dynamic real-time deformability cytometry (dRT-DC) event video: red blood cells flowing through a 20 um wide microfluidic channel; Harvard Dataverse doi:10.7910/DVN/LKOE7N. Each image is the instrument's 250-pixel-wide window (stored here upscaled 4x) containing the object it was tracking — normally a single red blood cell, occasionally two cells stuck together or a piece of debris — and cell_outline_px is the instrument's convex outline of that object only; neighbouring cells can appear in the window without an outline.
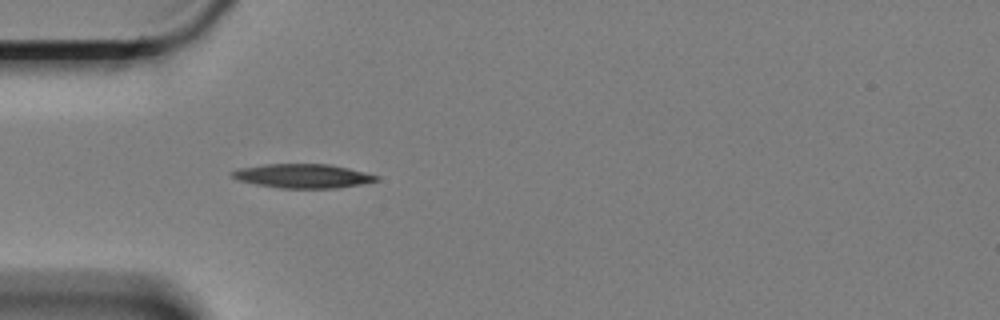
{"species": "Egyptian fruit bat (a non-hibernating species)", "species_latin": "Rousettus aegyptiacus", "temperature_condition": "cold", "stored_images_in_passage": 43, "camera_frame_rate_fps": 3000, "um_per_image_px": 0.085, "animal": {"sex": "female"}, "frame": {"image": 1, "passage_image": 1, "time_ms": 0.0, "image_size_px": [1000, 320], "cell_outline_px": [[380, 180], [360, 184], [336, 188], [280, 188], [256, 184], [236, 180], [232, 176], [232, 172], [240, 168], [268, 164], [328, 164], [348, 168], [380, 176]], "centroid_in_image_um": [25.76, 14.96], "position_along_channel_um": 59.2, "area_um2": 20.06}}
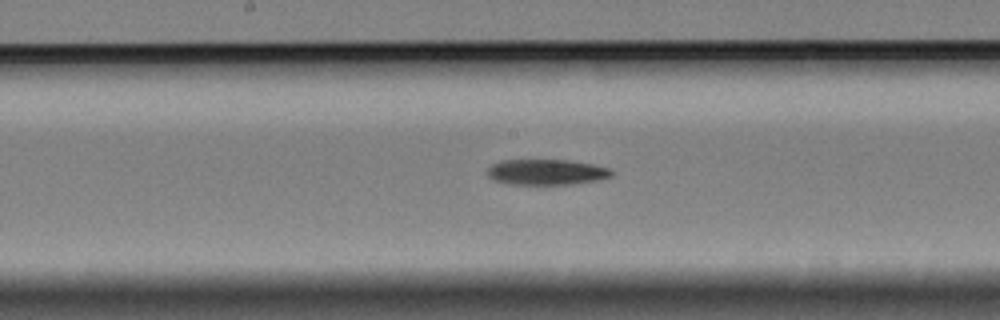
{"frame": {"image": 2, "passage_image": 14, "time_ms": 4.333, "image_size_px": [1000, 320], "cell_outline_px": [[612, 176], [600, 180], [572, 184], [508, 184], [492, 180], [488, 176], [488, 168], [492, 164], [500, 160], [568, 160], [592, 164], [608, 168], [612, 172]], "centroid_in_image_um": [46.43, 14.63], "position_along_channel_um": 201.8, "area_um2": 18.55}}
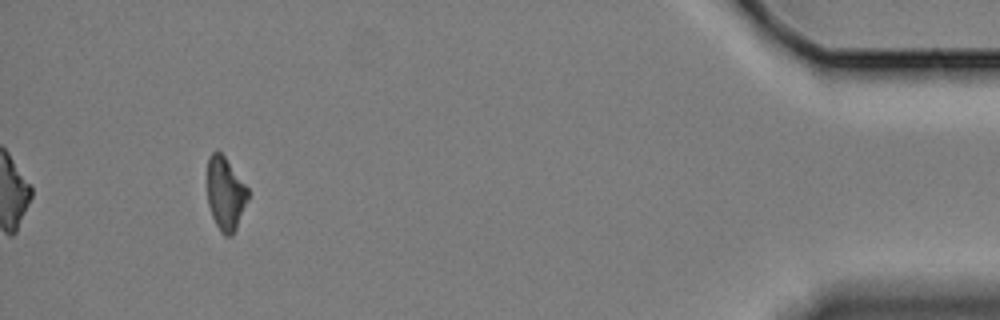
{"frame": {"image": 3, "passage_image": 39, "time_ms": 12.667, "image_size_px": [1000, 320], "cell_outline_px": [[248, 200], [236, 228], [232, 236], [224, 236], [220, 232], [212, 216], [208, 204], [208, 156], [216, 148], [224, 156], [248, 188]], "centroid_in_image_um": [19.15, 16.46], "position_along_channel_um": 416.0, "area_um2": 17.28}}